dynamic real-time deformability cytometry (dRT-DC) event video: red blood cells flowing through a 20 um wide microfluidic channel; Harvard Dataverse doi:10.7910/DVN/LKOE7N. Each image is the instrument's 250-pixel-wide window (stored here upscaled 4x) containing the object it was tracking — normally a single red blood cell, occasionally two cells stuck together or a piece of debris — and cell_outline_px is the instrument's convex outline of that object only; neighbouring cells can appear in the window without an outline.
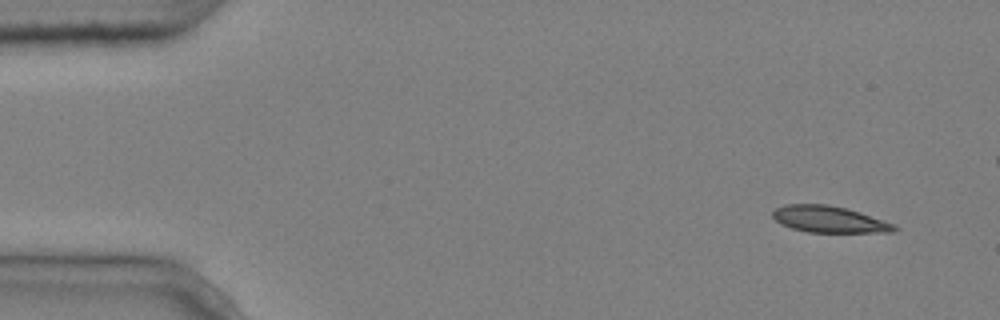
{"species": "common noctule bat (a hibernating species)", "species_latin": "Nyctalus noctula", "temperature_condition": "cold", "stored_images_in_passage": 5, "camera_frame_rate_fps": 3000, "um_per_image_px": 0.085, "animal": {"sex": "male", "body_mass_g": 20.4}, "frame": {"image": 1, "passage_image": 1, "time_ms": 0.0, "image_size_px": [1000, 320], "cell_outline_px": [[900, 228], [892, 232], [808, 232], [792, 228], [780, 224], [772, 216], [772, 212], [776, 208], [784, 204], [828, 204], [848, 208], [896, 224]], "centroid_in_image_um": [70.5, 18.63], "position_along_channel_um": 14.5, "area_um2": 18.96}}